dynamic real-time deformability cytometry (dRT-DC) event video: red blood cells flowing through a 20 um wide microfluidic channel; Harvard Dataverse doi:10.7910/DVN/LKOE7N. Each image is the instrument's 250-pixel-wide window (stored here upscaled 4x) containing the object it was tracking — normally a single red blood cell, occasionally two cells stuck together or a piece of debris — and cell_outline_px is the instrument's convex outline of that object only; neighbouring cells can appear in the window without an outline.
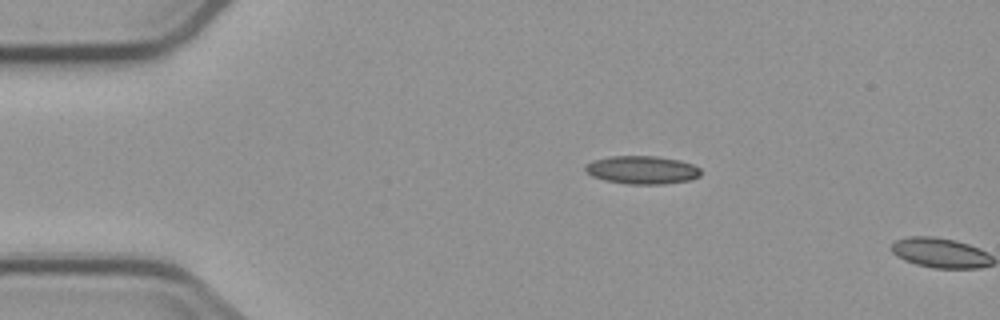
{"species": "common noctule bat (a hibernating species)", "species_latin": "Nyctalus noctula", "temperature_condition": "cold", "stored_images_in_passage": 2, "camera_frame_rate_fps": 3000, "um_per_image_px": 0.085, "animal": {"sex": "male", "body_mass_g": 23.1, "forearm_length_mm": 52.7}, "frame": {"image": 1, "passage_image": 1, "time_ms": 0.0, "image_size_px": [1000, 320], "cell_outline_px": [[700, 176], [692, 180], [664, 184], [628, 184], [604, 180], [592, 176], [584, 168], [584, 164], [592, 160], [612, 156], [656, 156], [680, 160], [692, 164], [700, 168]], "centroid_in_image_um": [54.58, 14.44], "position_along_channel_um": 30.4, "area_um2": 19.07}}